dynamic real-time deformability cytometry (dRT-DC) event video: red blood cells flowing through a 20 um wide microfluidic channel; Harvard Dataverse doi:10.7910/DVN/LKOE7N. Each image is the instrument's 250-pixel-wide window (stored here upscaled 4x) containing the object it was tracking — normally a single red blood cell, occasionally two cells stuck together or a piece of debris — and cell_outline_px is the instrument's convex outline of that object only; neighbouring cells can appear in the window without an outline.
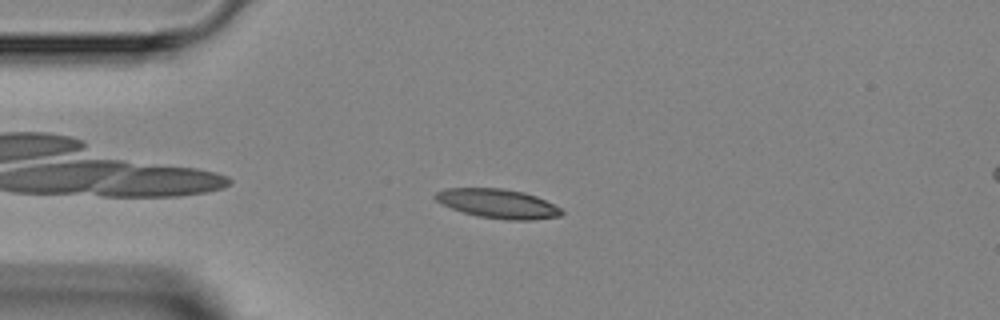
{"species": "Egyptian fruit bat (a non-hibernating species)", "species_latin": "Rousettus aegyptiacus", "temperature_condition": "room temperature", "stored_images_in_passage": 5, "segment_of_instrument_passage": [1, 2], "camera_frame_rate_fps": 3000, "um_per_image_px": 0.085, "animal": {"sex": "female"}, "frame": {"image": 1, "passage_image": 4, "time_ms": 3.333, "image_size_px": [1000, 320], "cell_outline_px": [[564, 212], [560, 216], [532, 220], [508, 220], [476, 216], [440, 204], [432, 196], [436, 192], [444, 188], [500, 188], [524, 192], [536, 196], [560, 208]], "centroid_in_image_um": [42.28, 17.3], "position_along_channel_um": 42.7, "area_um2": 21.5}}